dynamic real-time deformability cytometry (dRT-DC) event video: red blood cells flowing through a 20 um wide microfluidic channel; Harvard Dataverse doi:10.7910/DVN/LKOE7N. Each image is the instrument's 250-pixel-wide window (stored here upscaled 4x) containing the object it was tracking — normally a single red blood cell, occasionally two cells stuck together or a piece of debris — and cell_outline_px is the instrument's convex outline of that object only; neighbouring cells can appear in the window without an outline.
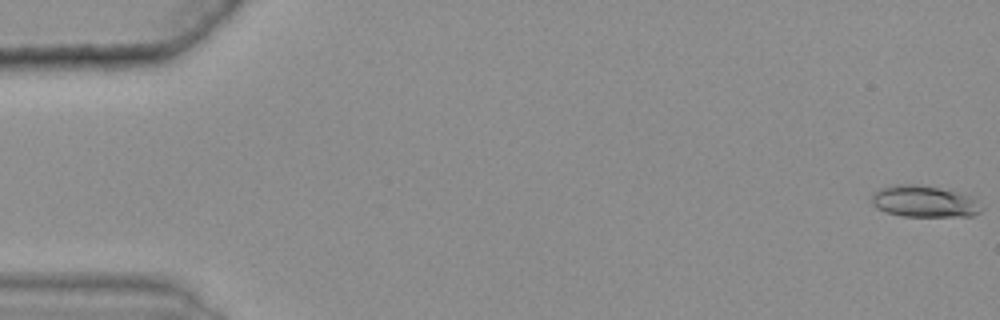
{"species": "common noctule bat (a hibernating species)", "species_latin": "Nyctalus noctula", "temperature_condition": "warm", "stored_images_in_passage": 48, "camera_frame_rate_fps": 3000, "um_per_image_px": 0.085, "animal": {"sex": "female", "body_mass_g": 25.1}, "frame": {"image": 1, "passage_image": 1, "time_ms": 0.0, "image_size_px": [1000, 320], "cell_outline_px": [[984, 208], [980, 212], [972, 216], [904, 216], [884, 212], [876, 208], [872, 204], [872, 196], [880, 188], [896, 184], [916, 184], [936, 188], [968, 196], [976, 200]], "centroid_in_image_um": [78.52, 17.14], "position_along_channel_um": 6.5, "area_um2": 19.88}}
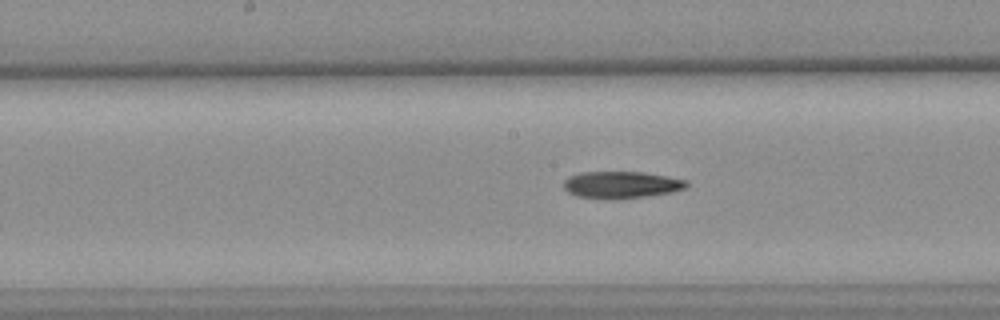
{"frame": {"image": 2, "passage_image": 29, "time_ms": 9.333, "image_size_px": [1000, 320], "cell_outline_px": [[688, 184], [684, 188], [672, 192], [620, 200], [604, 200], [576, 196], [568, 192], [564, 188], [564, 180], [568, 176], [580, 172], [644, 172], [668, 176], [688, 180]], "centroid_in_image_um": [52.79, 15.72], "position_along_channel_um": 195.4, "area_um2": 19.71}}
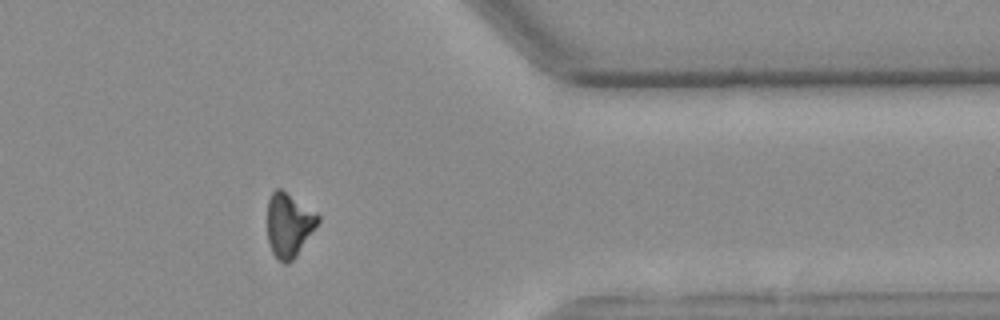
{"frame": {"image": 3, "passage_image": 46, "time_ms": 15.0, "image_size_px": [1000, 320], "cell_outline_px": [[320, 220], [296, 256], [288, 264], [284, 264], [272, 252], [268, 240], [268, 200], [272, 192], [276, 188], [280, 188], [316, 212], [320, 216]], "centroid_in_image_um": [24.55, 19.11], "position_along_channel_um": 386.8, "area_um2": 18.61}}